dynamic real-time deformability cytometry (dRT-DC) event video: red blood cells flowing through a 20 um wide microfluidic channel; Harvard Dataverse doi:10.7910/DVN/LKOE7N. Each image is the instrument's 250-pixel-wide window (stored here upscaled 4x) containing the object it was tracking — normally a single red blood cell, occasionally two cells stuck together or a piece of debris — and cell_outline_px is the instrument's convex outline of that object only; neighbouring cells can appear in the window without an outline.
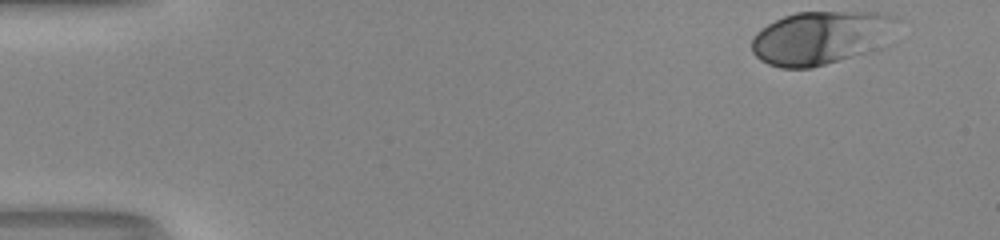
{"species": "human", "species_latin": "Homo sapiens", "temperature_condition": "room temperature", "stored_images_in_passage": 9, "camera_frame_rate_fps": 3000, "um_per_image_px": 0.085, "donor": {"sex": "male"}, "frame": {"image": 1, "passage_image": 1, "time_ms": 0.0, "image_size_px": [1000, 240], "cell_outline_px": [[904, 20], [892, 44], [884, 48], [872, 52], [812, 68], [780, 68], [768, 64], [760, 60], [752, 52], [752, 36], [756, 32], [768, 24], [784, 16], [796, 12], [880, 12], [896, 16]], "centroid_in_image_um": [69.98, 3.21], "position_along_channel_um": 15.0, "area_um2": 47.16}}